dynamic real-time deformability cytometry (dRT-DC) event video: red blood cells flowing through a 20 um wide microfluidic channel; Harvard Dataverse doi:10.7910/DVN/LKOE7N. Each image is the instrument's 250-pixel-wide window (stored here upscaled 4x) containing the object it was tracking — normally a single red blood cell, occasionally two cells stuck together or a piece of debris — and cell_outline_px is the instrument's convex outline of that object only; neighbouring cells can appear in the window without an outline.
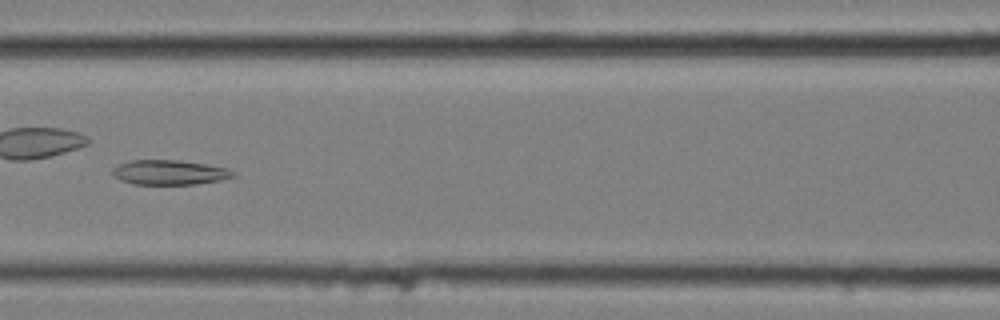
{"species": "common noctule bat (a hibernating species)", "species_latin": "Nyctalus noctula", "temperature_condition": "cold", "stored_images_in_passage": 14, "camera_frame_rate_fps": 3000, "um_per_image_px": 0.085, "animal": {"sex": "female", "body_mass_g": 25.1}, "frame": {"image": 1, "passage_image": 7, "time_ms": 2.0, "image_size_px": [1000, 320], "cell_outline_px": [[236, 176], [220, 180], [196, 184], [132, 184], [120, 180], [112, 176], [112, 168], [120, 164], [132, 160], [180, 160], [208, 164], [224, 168], [232, 172]], "centroid_in_image_um": [14.35, 14.65], "position_along_channel_um": 152.2, "area_um2": 17.34}}